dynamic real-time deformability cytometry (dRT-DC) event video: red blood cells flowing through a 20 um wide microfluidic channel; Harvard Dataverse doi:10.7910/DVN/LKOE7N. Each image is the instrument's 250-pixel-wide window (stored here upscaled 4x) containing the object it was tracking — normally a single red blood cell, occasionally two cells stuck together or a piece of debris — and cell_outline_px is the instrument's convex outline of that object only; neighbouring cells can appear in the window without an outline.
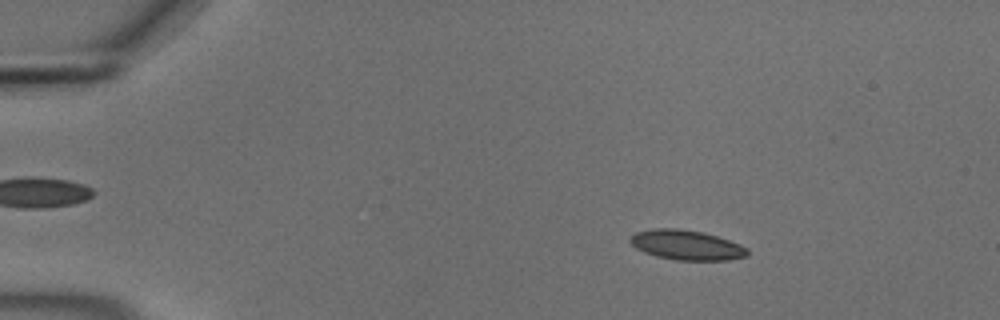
{"species": "common noctule bat (a hibernating species)", "species_latin": "Nyctalus noctula", "temperature_condition": "cold", "stored_images_in_passage": 56, "camera_frame_rate_fps": 3000, "um_per_image_px": 0.085, "animal": {"sex": "male", "body_mass_g": 18.8}, "frame": {"image": 1, "passage_image": 10, "time_ms": 3.0, "image_size_px": [1000, 320], "cell_outline_px": [[748, 256], [728, 260], [676, 260], [656, 256], [644, 252], [636, 248], [628, 240], [636, 232], [652, 228], [676, 228], [704, 232], [740, 244], [748, 248]], "centroid_in_image_um": [58.36, 20.82], "position_along_channel_um": 26.6, "area_um2": 20.4}}
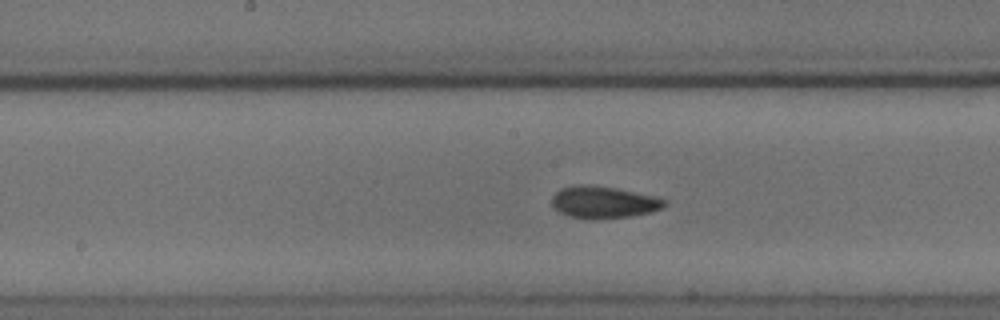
{"frame": {"image": 2, "passage_image": 30, "time_ms": 9.667, "image_size_px": [1000, 320], "cell_outline_px": [[668, 204], [664, 208], [648, 212], [628, 216], [568, 216], [552, 208], [552, 196], [560, 188], [580, 184], [616, 188], [656, 196], [664, 200]], "centroid_in_image_um": [51.3, 17.14], "position_along_channel_um": 196.9, "area_um2": 20.17}}
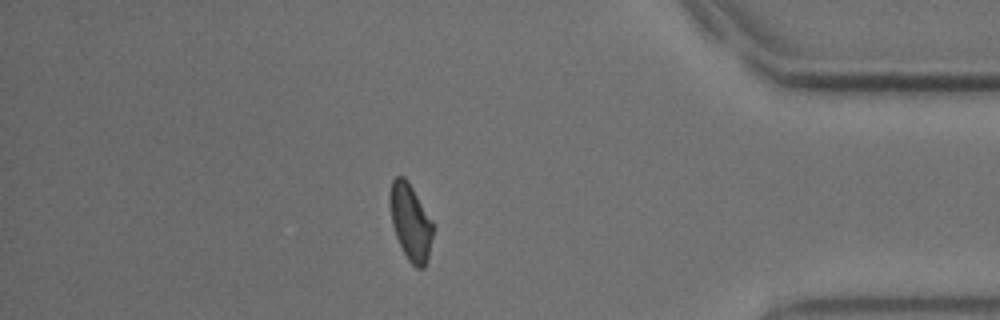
{"frame": {"image": 3, "passage_image": 49, "time_ms": 16.0, "image_size_px": [1000, 320], "cell_outline_px": [[432, 236], [428, 260], [424, 268], [416, 268], [408, 260], [396, 236], [392, 224], [388, 200], [388, 196], [392, 180], [396, 176], [404, 176], [408, 180], [432, 220]], "centroid_in_image_um": [34.87, 18.85], "position_along_channel_um": 400.3, "area_um2": 19.25}, "authors_computed_cell_mechanics": {"area_um2": 19.7676, "velocity_mm_per_s": 3.6883, "shape_relaxation_time_tau1_ms": 8.544, "shape_relaxation_time_tau2_ms": 3.1164, "deformation_change_tau1": 0.1583, "deformation_change_tau2": 0.0733}}